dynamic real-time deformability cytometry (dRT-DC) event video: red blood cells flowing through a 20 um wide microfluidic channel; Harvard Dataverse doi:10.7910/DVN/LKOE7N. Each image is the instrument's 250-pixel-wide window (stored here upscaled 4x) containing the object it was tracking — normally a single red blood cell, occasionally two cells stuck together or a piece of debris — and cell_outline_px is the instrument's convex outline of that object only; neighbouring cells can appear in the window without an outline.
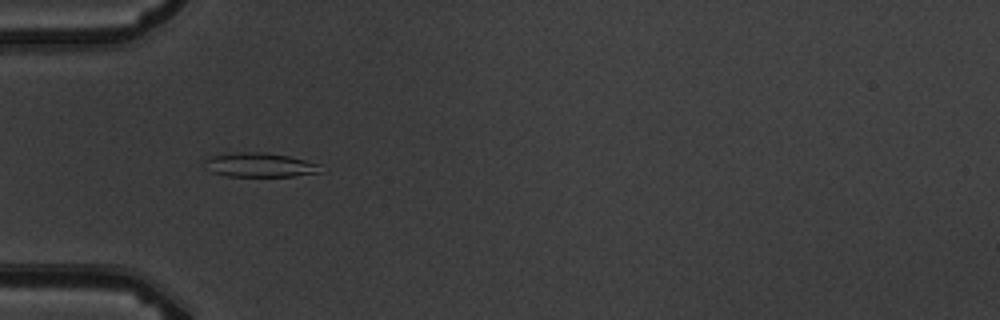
{"species": "common noctule bat (a hibernating species)", "species_latin": "Nyctalus noctula", "temperature_condition": "warm", "stored_images_in_passage": 2, "camera_frame_rate_fps": 3000, "um_per_image_px": 0.085, "animal": {"sex": "male", "body_mass_g": 19.5, "forearm_length_mm": 54.6}, "frame": {"image": 1, "passage_image": 1, "time_ms": 0.0, "image_size_px": [1000, 320], "cell_outline_px": [[324, 172], [292, 176], [228, 176], [212, 172], [204, 160], [208, 156], [240, 152], [260, 152], [288, 156], [320, 164]], "centroid_in_image_um": [22.13, 14.02], "position_along_channel_um": 62.9, "area_um2": 16.18}}
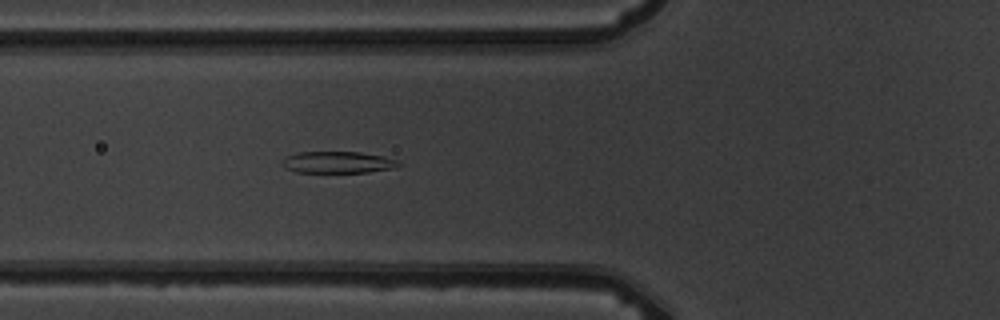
{"frame": {"image": 2, "passage_image": 2, "time_ms": 1.0, "image_size_px": [1000, 320], "cell_outline_px": [[400, 164], [392, 168], [368, 172], [296, 172], [280, 164], [280, 160], [284, 156], [300, 152], [360, 152], [384, 156], [396, 160]], "centroid_in_image_um": [28.65, 13.78], "position_along_channel_um": 97.2, "area_um2": 14.62}}